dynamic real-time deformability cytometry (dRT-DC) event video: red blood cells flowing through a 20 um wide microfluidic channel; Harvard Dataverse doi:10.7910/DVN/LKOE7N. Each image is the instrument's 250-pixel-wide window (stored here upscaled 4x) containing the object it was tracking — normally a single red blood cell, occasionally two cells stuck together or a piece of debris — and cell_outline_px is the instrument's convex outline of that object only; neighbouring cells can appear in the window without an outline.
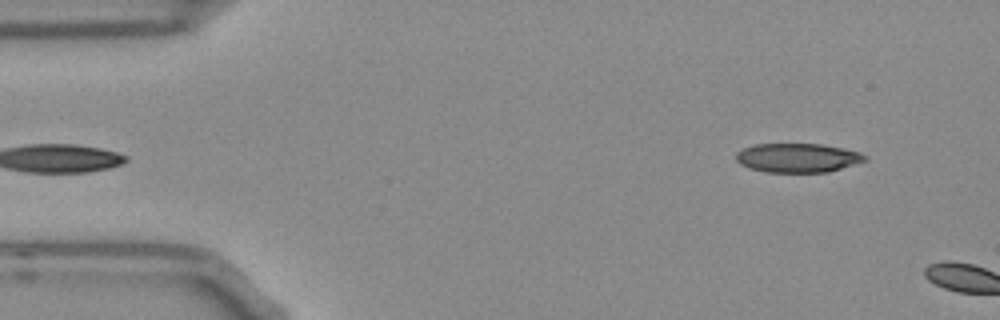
{"species": "Egyptian fruit bat (a non-hibernating species)", "species_latin": "Rousettus aegyptiacus", "temperature_condition": "room temperature", "stored_images_in_passage": 3, "camera_frame_rate_fps": 3000, "um_per_image_px": 0.085, "frame": {"image": 1, "passage_image": 1, "time_ms": 0.0, "image_size_px": [1000, 320], "cell_outline_px": [[868, 160], [828, 172], [764, 172], [748, 168], [740, 164], [736, 160], [736, 152], [744, 148], [756, 144], [820, 144], [860, 152], [868, 156]], "centroid_in_image_um": [67.79, 13.42], "position_along_channel_um": 17.2, "area_um2": 21.85}}